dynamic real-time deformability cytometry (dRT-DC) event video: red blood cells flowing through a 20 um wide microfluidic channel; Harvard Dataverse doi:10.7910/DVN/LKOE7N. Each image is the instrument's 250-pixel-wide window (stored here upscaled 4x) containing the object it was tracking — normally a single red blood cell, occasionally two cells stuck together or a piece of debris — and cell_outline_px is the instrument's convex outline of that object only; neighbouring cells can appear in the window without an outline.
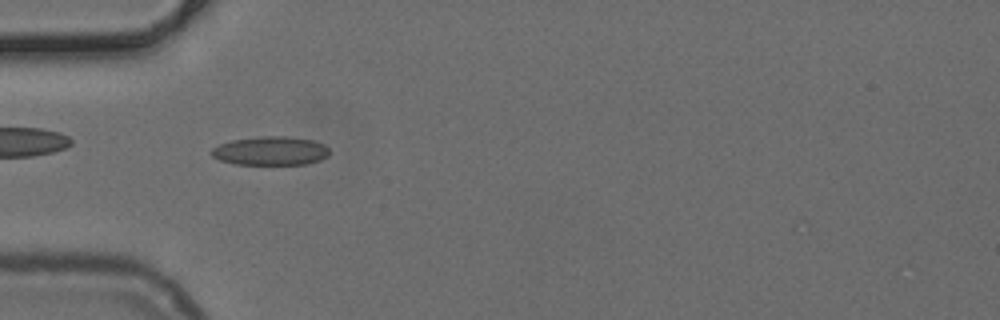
{"species": "common noctule bat (a hibernating species)", "species_latin": "Nyctalus noctula", "temperature_condition": "cold", "stored_images_in_passage": 38, "camera_frame_rate_fps": 3000, "um_per_image_px": 0.085, "animal": {"sex": "female", "body_mass_g": 24.6, "forearm_length_mm": 56.2}, "frame": {"image": 1, "passage_image": 3, "time_ms": 0.667, "image_size_px": [1000, 320], "cell_outline_px": [[328, 156], [320, 160], [304, 164], [236, 164], [220, 160], [212, 156], [208, 152], [212, 148], [220, 144], [232, 140], [260, 136], [288, 136], [312, 140], [324, 144], [328, 148]], "centroid_in_image_um": [22.98, 12.82], "position_along_channel_um": 62.0, "area_um2": 19.77}}
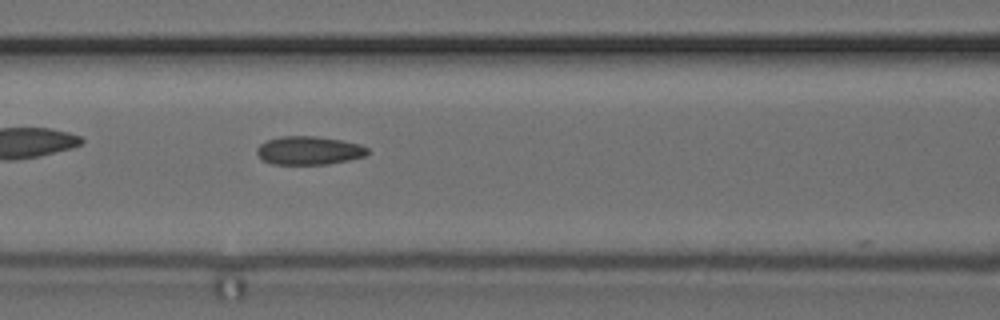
{"frame": {"image": 2, "passage_image": 9, "time_ms": 2.667, "image_size_px": [1000, 320], "cell_outline_px": [[368, 152], [364, 156], [348, 160], [328, 164], [272, 164], [260, 160], [256, 152], [256, 148], [260, 144], [268, 140], [280, 136], [316, 136], [340, 140], [360, 144], [368, 148]], "centroid_in_image_um": [26.21, 12.79], "position_along_channel_um": 140.4, "area_um2": 18.38}}
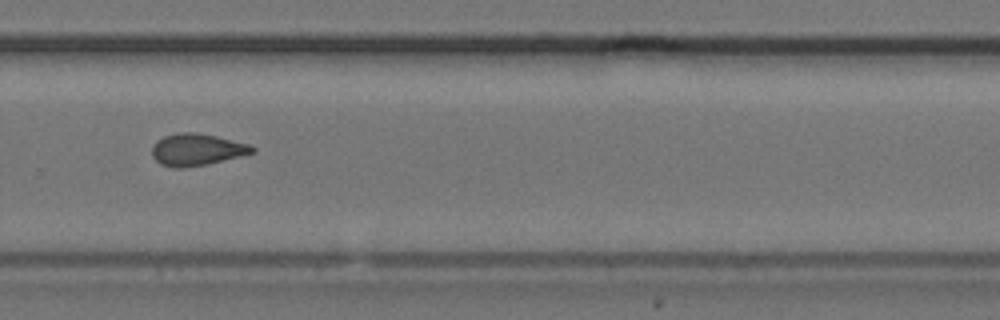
{"frame": {"image": 3, "passage_image": 22, "time_ms": 7.0, "image_size_px": [1000, 320], "cell_outline_px": [[256, 152], [208, 164], [184, 168], [172, 168], [160, 164], [152, 156], [152, 144], [156, 140], [164, 136], [180, 132], [196, 132], [216, 136], [248, 144], [256, 148]], "centroid_in_image_um": [16.7, 12.72], "position_along_channel_um": 313.1, "area_um2": 18.79}}